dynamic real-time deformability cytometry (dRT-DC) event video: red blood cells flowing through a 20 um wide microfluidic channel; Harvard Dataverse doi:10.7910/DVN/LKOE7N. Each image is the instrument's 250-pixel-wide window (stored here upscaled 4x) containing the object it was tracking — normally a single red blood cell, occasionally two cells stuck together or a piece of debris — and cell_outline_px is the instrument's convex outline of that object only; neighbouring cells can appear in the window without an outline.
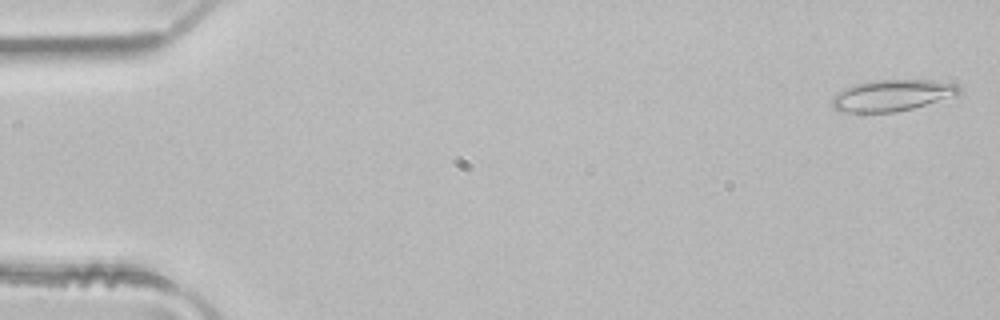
{"species": "common noctule bat (a hibernating species)", "species_latin": "Nyctalus noctula", "temperature_condition": "room temperature", "stored_images_in_passage": 4, "camera_frame_rate_fps": 3000, "um_per_image_px": 0.085, "animal": {"sex": "male", "body_mass_g": 21.5, "forearm_length_mm": 52.0}, "frame": {"image": 1, "passage_image": 1, "time_ms": 0.0, "image_size_px": [1000, 320], "cell_outline_px": [[960, 92], [956, 96], [912, 108], [896, 112], [836, 112], [832, 108], [832, 96], [836, 92], [844, 88], [856, 84], [872, 80], [932, 80], [956, 84], [960, 88]], "centroid_in_image_um": [75.78, 8.11], "position_along_channel_um": 9.2, "area_um2": 23.35}}